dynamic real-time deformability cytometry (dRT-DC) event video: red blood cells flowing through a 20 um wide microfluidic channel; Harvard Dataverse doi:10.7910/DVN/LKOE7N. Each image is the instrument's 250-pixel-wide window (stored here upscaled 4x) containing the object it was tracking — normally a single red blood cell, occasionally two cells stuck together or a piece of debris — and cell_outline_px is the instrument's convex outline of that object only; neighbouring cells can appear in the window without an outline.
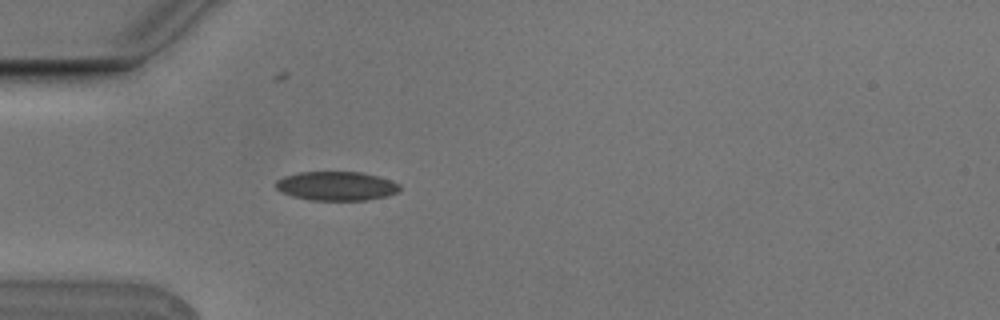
{"species": "Egyptian fruit bat (a non-hibernating species)", "species_latin": "Rousettus aegyptiacus", "temperature_condition": "cold", "stored_images_in_passage": 2, "camera_frame_rate_fps": 3000, "um_per_image_px": 0.085, "animal": {"sex": "male"}, "frame": {"image": 1, "passage_image": 2, "time_ms": 0.333, "image_size_px": [1000, 320], "cell_outline_px": [[400, 188], [396, 192], [384, 196], [368, 200], [308, 200], [292, 196], [276, 188], [276, 180], [284, 176], [300, 172], [360, 172], [392, 180], [400, 184]], "centroid_in_image_um": [28.58, 15.81], "position_along_channel_um": 56.4, "area_um2": 20.81}}